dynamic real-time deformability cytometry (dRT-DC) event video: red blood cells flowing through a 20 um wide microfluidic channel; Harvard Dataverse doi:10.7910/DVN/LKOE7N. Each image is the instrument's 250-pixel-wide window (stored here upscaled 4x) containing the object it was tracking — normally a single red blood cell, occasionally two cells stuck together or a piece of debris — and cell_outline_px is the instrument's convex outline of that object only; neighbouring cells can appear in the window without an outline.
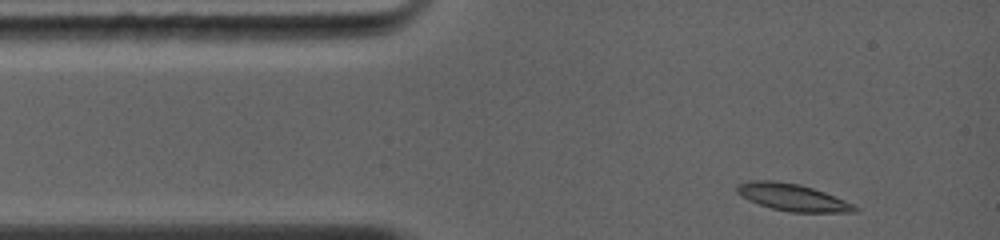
{"species": "common noctule bat (a hibernating species)", "species_latin": "Nyctalus noctula", "temperature_condition": "warm", "stored_images_in_passage": 40, "camera_frame_rate_fps": 5000, "um_per_image_px": 0.085, "animal": {"sex": "female", "body_mass_g": 19.0, "forearm_length_mm": 56.7}, "frame": {"image": 1, "passage_image": 1, "time_ms": 0.0, "image_size_px": [1000, 240], "cell_outline_px": [[860, 208], [856, 212], [788, 212], [772, 208], [748, 200], [736, 192], [736, 184], [752, 180], [772, 180], [800, 184], [824, 192], [844, 200]], "centroid_in_image_um": [67.34, 16.77], "position_along_channel_um": 17.7, "area_um2": 18.5}}
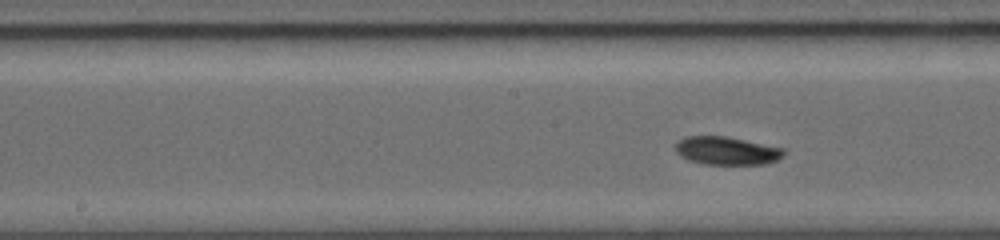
{"frame": {"image": 2, "passage_image": 25, "time_ms": 4.8, "image_size_px": [1000, 240], "cell_outline_px": [[784, 156], [768, 164], [704, 164], [688, 160], [680, 156], [676, 152], [676, 144], [684, 136], [728, 136], [784, 148]], "centroid_in_image_um": [61.78, 12.81], "position_along_channel_um": 186.4, "area_um2": 17.86}}
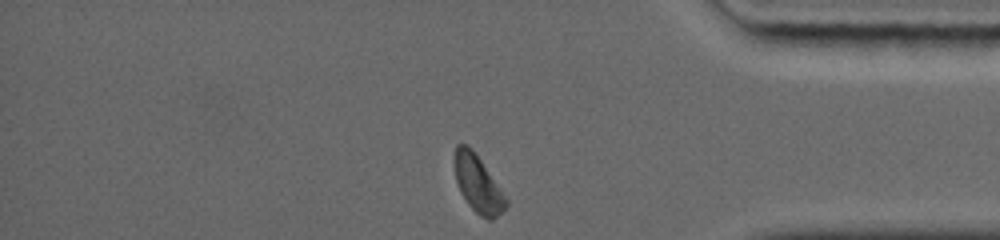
{"frame": {"image": 3, "passage_image": 40, "time_ms": 10.0, "image_size_px": [1000, 240], "cell_outline_px": [[508, 204], [492, 220], [488, 220], [480, 216], [468, 204], [460, 192], [456, 180], [452, 160], [456, 144], [468, 144], [472, 148], [508, 200]], "centroid_in_image_um": [40.57, 15.59], "position_along_channel_um": 394.6, "area_um2": 17.05}, "authors_computed_cell_mechanics": {"area_um2": 17.8313, "velocity_mm_per_s": 4.3473, "shape_relaxation_time_tau1_ms": 4.7491, "shape_relaxation_time_tau2_ms": null, "deformation_change_tau1": 0.1597, "deformation_change_tau2": null}}